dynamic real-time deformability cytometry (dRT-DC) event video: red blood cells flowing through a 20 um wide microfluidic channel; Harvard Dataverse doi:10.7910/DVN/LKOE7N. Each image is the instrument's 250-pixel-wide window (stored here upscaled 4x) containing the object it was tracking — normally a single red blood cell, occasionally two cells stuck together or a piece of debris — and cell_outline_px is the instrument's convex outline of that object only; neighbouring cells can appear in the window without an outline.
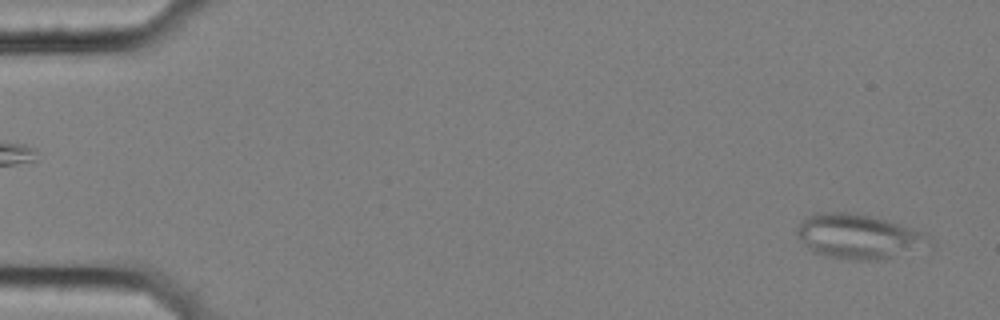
{"species": "common noctule bat (a hibernating species)", "species_latin": "Nyctalus noctula", "temperature_condition": "cold", "stored_images_in_passage": 17, "camera_frame_rate_fps": 3000, "um_per_image_px": 0.085, "animal": {"sex": "female", "body_mass_g": 25.1}, "frame": {"image": 1, "passage_image": 2, "time_ms": 0.333, "image_size_px": [1000, 320], "cell_outline_px": [[936, 244], [932, 248], [880, 260], [848, 260], [824, 256], [812, 252], [808, 248], [796, 232], [796, 228], [800, 220], [812, 212], [848, 212], [876, 216], [924, 232], [932, 236]], "centroid_in_image_um": [73.08, 20.11], "position_along_channel_um": 11.9, "area_um2": 35.66}}
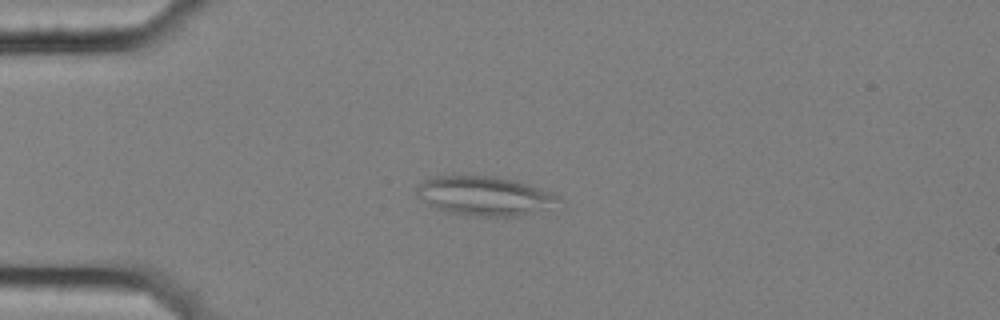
{"frame": {"image": 2, "passage_image": 14, "time_ms": 4.333, "image_size_px": [1000, 320], "cell_outline_px": [[560, 200], [544, 208], [520, 216], [480, 216], [452, 212], [436, 208], [428, 204], [416, 196], [416, 184], [424, 180], [436, 176], [496, 176], [516, 180], [552, 192], [560, 196]], "centroid_in_image_um": [41.14, 16.63], "position_along_channel_um": 43.9, "area_um2": 32.02}}